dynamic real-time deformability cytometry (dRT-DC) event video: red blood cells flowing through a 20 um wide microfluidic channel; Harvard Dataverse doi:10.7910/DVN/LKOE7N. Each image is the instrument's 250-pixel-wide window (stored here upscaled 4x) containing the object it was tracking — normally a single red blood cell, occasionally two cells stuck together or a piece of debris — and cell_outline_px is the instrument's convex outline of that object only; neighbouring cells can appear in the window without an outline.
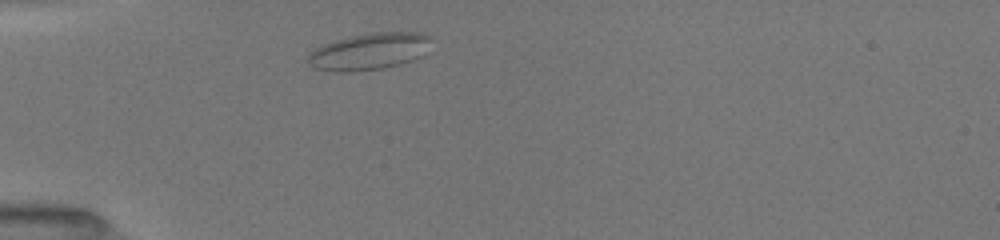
{"species": "common noctule bat (a hibernating species)", "species_latin": "Nyctalus noctula", "temperature_condition": "room temperature", "stored_images_in_passage": 7, "camera_frame_rate_fps": 3000, "um_per_image_px": 0.085, "animal": {"sex": "female", "body_mass_g": 19.5, "forearm_length_mm": 54.1}, "frame": {"image": 1, "passage_image": 1, "time_ms": 0.0, "image_size_px": [1000, 240], "cell_outline_px": [[428, 40], [420, 56], [412, 60], [400, 64], [384, 68], [352, 72], [340, 72], [316, 68], [308, 60], [308, 56], [316, 48], [324, 44], [336, 40], [352, 36], [372, 32], [416, 32], [428, 36]], "centroid_in_image_um": [31.34, 4.38], "position_along_channel_um": 53.7, "area_um2": 25.66}}
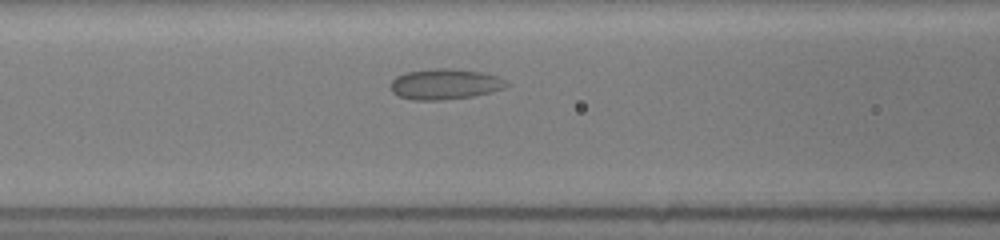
{"frame": {"image": 2, "passage_image": 4, "time_ms": 2.333, "image_size_px": [1000, 240], "cell_outline_px": [[508, 84], [504, 88], [472, 96], [444, 100], [412, 100], [400, 96], [392, 92], [388, 88], [388, 84], [396, 76], [408, 72], [436, 68], [448, 68], [484, 72], [496, 76], [504, 80]], "centroid_in_image_um": [37.76, 7.15], "position_along_channel_um": 128.8, "area_um2": 20.63}}
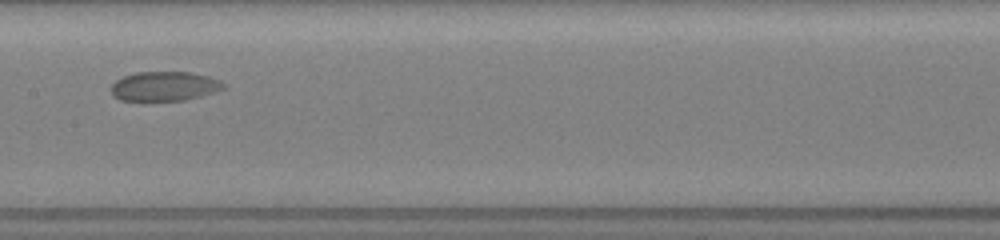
{"frame": {"image": 3, "passage_image": 6, "time_ms": 4.0, "image_size_px": [1000, 240], "cell_outline_px": [[228, 88], [200, 96], [184, 100], [120, 100], [112, 96], [112, 84], [116, 80], [124, 76], [136, 72], [192, 72], [208, 76], [220, 80]], "centroid_in_image_um": [14.0, 7.32], "position_along_channel_um": 193.4, "area_um2": 19.25}}